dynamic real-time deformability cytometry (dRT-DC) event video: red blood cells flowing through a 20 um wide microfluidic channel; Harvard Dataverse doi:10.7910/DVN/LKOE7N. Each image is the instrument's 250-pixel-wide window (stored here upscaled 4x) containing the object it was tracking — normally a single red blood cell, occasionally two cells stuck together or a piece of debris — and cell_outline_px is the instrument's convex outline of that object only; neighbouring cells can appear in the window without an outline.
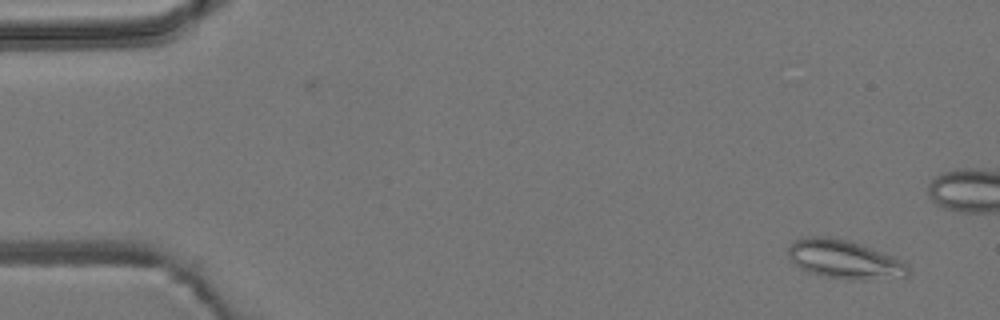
{"species": "common noctule bat (a hibernating species)", "species_latin": "Nyctalus noctula", "temperature_condition": "room temperature", "stored_images_in_passage": 4, "camera_frame_rate_fps": 3000, "um_per_image_px": 0.085, "animal": {"sex": "male", "body_mass_g": 19.2, "forearm_length_mm": 51.8}, "frame": {"image": 1, "passage_image": 1, "time_ms": 0.0, "image_size_px": [1000, 320], "cell_outline_px": [[908, 276], [864, 280], [848, 280], [824, 276], [808, 272], [800, 268], [788, 256], [788, 248], [792, 240], [808, 236], [832, 236], [852, 240], [892, 256], [900, 260], [908, 268]], "centroid_in_image_um": [71.72, 22.03], "position_along_channel_um": 13.3, "area_um2": 27.22}}